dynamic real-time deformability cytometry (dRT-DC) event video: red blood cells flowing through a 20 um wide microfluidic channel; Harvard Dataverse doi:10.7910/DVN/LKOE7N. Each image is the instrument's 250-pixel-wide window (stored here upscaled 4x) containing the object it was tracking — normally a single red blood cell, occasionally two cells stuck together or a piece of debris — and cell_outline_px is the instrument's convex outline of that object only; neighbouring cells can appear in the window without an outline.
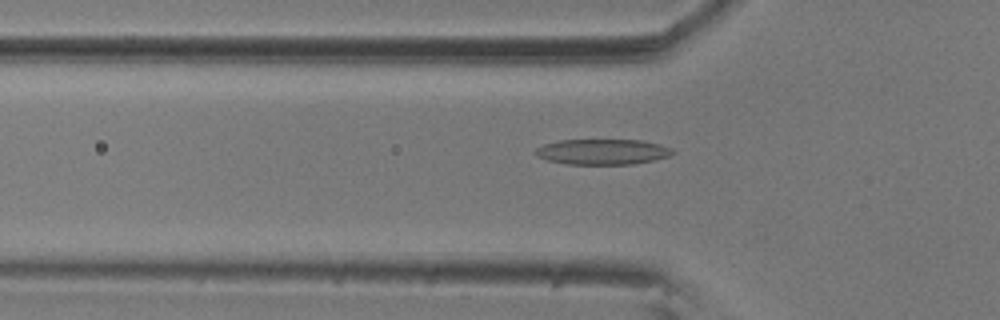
{"species": "common noctule bat (a hibernating species)", "species_latin": "Nyctalus noctula", "temperature_condition": "room temperature", "stored_images_in_passage": 51, "camera_frame_rate_fps": 3000, "um_per_image_px": 0.085, "animal": {"sex": "male", "body_mass_g": 20.5, "forearm_length_mm": 52.5}, "frame": {"image": 1, "passage_image": 12, "time_ms": 3.667, "image_size_px": [1000, 320], "cell_outline_px": [[676, 152], [668, 156], [652, 160], [632, 164], [568, 164], [548, 160], [536, 156], [532, 152], [536, 148], [544, 144], [560, 140], [640, 140], [660, 144], [672, 148]], "centroid_in_image_um": [51.19, 12.9], "position_along_channel_um": 74.6, "area_um2": 20.35}}
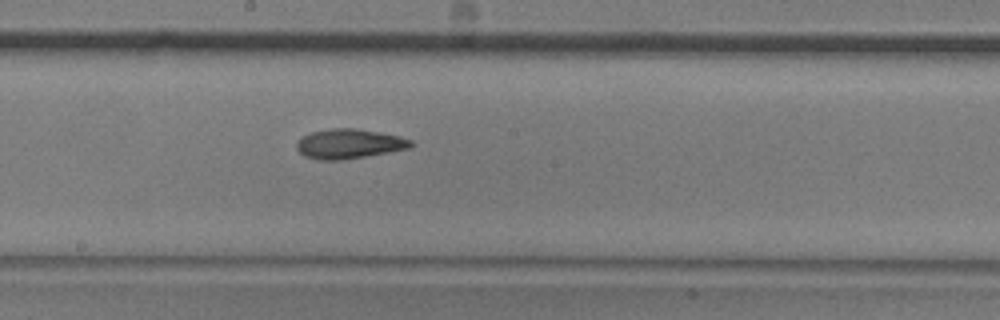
{"frame": {"image": 2, "passage_image": 24, "time_ms": 7.667, "image_size_px": [1000, 320], "cell_outline_px": [[416, 144], [412, 148], [340, 160], [320, 160], [304, 156], [296, 148], [296, 144], [300, 136], [312, 132], [328, 128], [356, 128], [400, 136], [412, 140]], "centroid_in_image_um": [29.68, 12.21], "position_along_channel_um": 218.5, "area_um2": 19.88}}
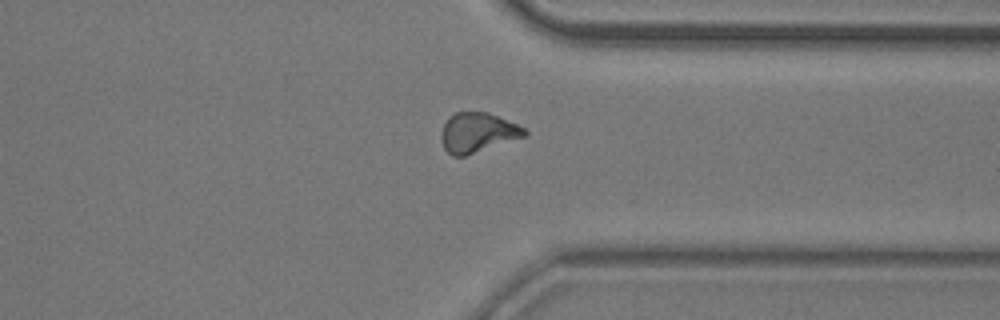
{"frame": {"image": 3, "passage_image": 37, "time_ms": 12.0, "image_size_px": [1000, 320], "cell_outline_px": [[528, 136], [464, 156], [452, 156], [444, 148], [440, 136], [440, 132], [444, 124], [456, 112], [488, 112], [516, 124], [524, 128], [528, 132]], "centroid_in_image_um": [40.61, 11.28], "position_along_channel_um": 370.8, "area_um2": 19.19}}